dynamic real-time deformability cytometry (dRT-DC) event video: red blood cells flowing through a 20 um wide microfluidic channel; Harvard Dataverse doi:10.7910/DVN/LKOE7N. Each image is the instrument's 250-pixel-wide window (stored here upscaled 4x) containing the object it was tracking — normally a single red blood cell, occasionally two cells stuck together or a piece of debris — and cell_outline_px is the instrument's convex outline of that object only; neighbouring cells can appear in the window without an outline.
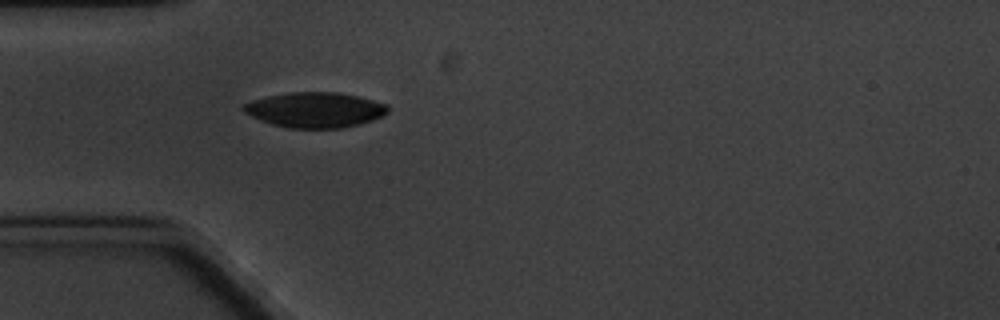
{"species": "common noctule bat (a hibernating species)", "species_latin": "Nyctalus noctula", "temperature_condition": "cold", "stored_images_in_passage": 1, "camera_frame_rate_fps": 3000, "um_per_image_px": 0.085, "animal": {"sex": "male", "body_mass_g": 20.1, "forearm_length_mm": 53.5}, "frame": {"image": 1, "passage_image": 1, "time_ms": 0.0, "image_size_px": [1000, 320], "cell_outline_px": [[388, 112], [384, 116], [360, 124], [340, 128], [288, 128], [272, 124], [260, 120], [244, 112], [240, 108], [244, 104], [252, 100], [268, 96], [292, 92], [336, 92], [360, 96], [388, 104]], "centroid_in_image_um": [26.8, 9.34], "position_along_channel_um": 58.2, "area_um2": 29.77}}